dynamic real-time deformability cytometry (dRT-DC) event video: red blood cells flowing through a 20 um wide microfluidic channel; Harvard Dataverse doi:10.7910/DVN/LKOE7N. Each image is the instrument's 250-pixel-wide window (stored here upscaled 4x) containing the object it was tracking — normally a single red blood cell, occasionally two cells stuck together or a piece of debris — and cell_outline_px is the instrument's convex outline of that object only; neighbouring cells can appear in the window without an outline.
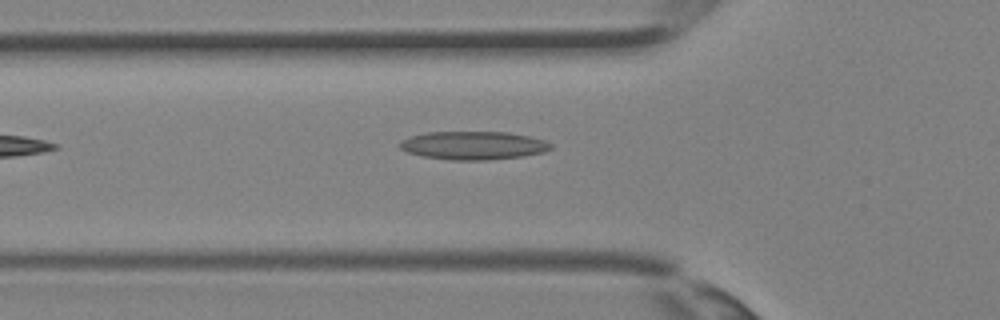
{"species": "Egyptian fruit bat (a non-hibernating species)", "species_latin": "Rousettus aegyptiacus", "temperature_condition": "room temperature", "stored_images_in_passage": 21, "camera_frame_rate_fps": 3000, "um_per_image_px": 0.085, "animal": {"sex": "female"}, "frame": {"image": 1, "passage_image": 2, "time_ms": 0.333, "image_size_px": [1000, 320], "cell_outline_px": [[552, 148], [544, 152], [520, 156], [488, 160], [448, 160], [424, 156], [408, 152], [400, 148], [400, 140], [408, 136], [428, 132], [508, 132], [528, 136], [544, 140], [552, 144]], "centroid_in_image_um": [40.21, 12.36], "position_along_channel_um": 85.6, "area_um2": 24.85}}
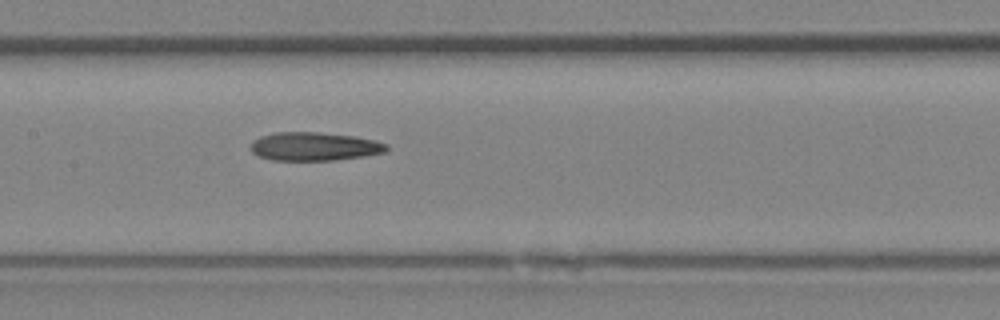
{"frame": {"image": 2, "passage_image": 7, "time_ms": 2.0, "image_size_px": [1000, 320], "cell_outline_px": [[388, 152], [364, 156], [336, 160], [272, 160], [260, 156], [252, 152], [248, 148], [260, 136], [276, 132], [320, 132], [356, 136], [376, 140], [388, 144]], "centroid_in_image_um": [26.77, 12.44], "position_along_channel_um": 180.6, "area_um2": 22.72}}
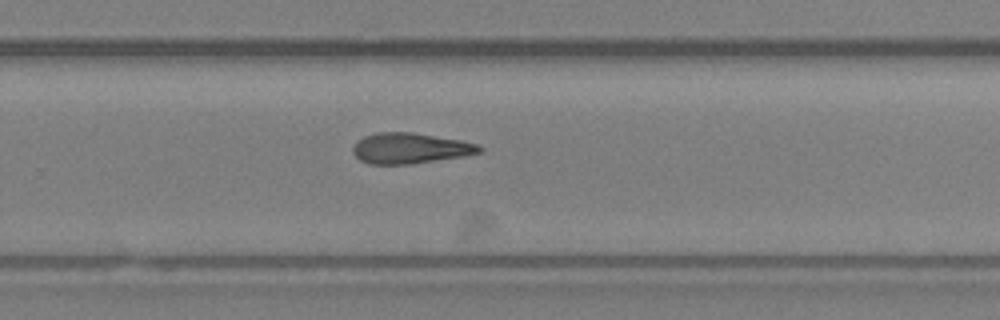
{"frame": {"image": 3, "passage_image": 13, "time_ms": 4.0, "image_size_px": [1000, 320], "cell_outline_px": [[484, 148], [480, 152], [460, 156], [408, 164], [368, 164], [360, 160], [352, 152], [352, 148], [356, 140], [364, 136], [376, 132], [412, 132], [460, 140], [476, 144]], "centroid_in_image_um": [34.78, 12.59], "position_along_channel_um": 295.0, "area_um2": 22.37}}